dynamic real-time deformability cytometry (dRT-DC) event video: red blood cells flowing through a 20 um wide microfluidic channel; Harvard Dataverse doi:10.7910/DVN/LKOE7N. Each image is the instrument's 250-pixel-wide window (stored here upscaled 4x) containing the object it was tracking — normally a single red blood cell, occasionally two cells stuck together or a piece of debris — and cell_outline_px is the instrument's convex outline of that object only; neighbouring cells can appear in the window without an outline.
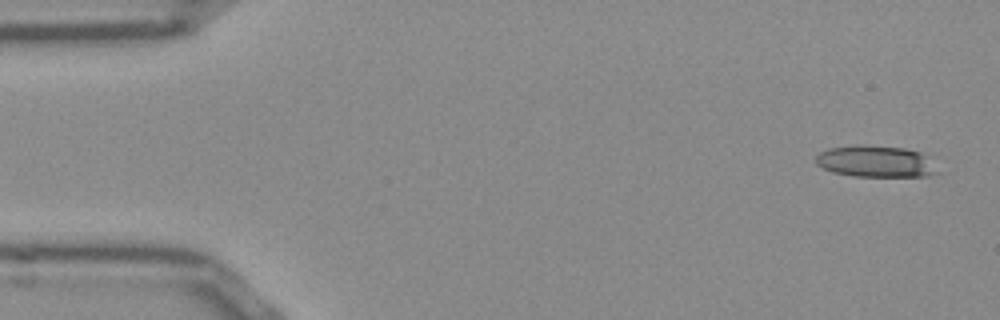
{"species": "Egyptian fruit bat (a non-hibernating species)", "species_latin": "Rousettus aegyptiacus", "temperature_condition": "room temperature", "stored_images_in_passage": 10, "camera_frame_rate_fps": 3000, "um_per_image_px": 0.085, "frame": {"image": 1, "passage_image": 1, "time_ms": 0.0, "image_size_px": [1000, 320], "cell_outline_px": [[940, 172], [928, 176], [852, 176], [832, 172], [816, 164], [816, 156], [820, 152], [828, 148], [856, 144], [860, 144], [904, 148], [920, 152], [928, 156]], "centroid_in_image_um": [74.44, 13.71], "position_along_channel_um": 10.6, "area_um2": 22.6}}